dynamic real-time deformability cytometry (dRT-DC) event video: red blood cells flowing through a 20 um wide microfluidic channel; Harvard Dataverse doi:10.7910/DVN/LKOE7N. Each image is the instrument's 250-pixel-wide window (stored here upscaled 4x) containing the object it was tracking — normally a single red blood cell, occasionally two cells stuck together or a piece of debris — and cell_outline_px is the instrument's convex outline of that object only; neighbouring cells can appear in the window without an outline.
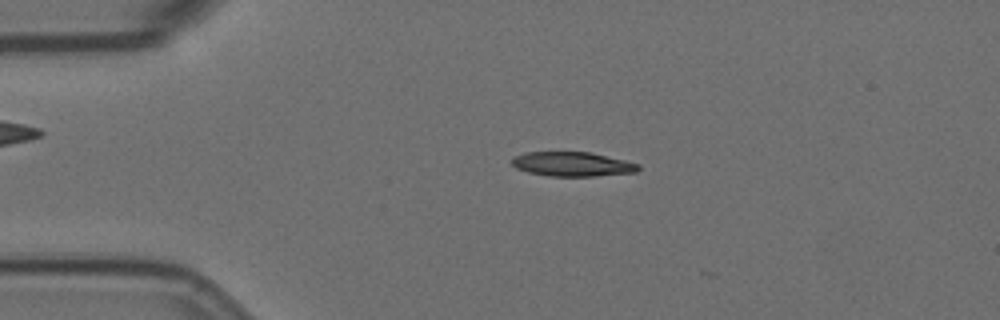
{"species": "Egyptian fruit bat (a non-hibernating species)", "species_latin": "Rousettus aegyptiacus", "temperature_condition": "room temperature", "stored_images_in_passage": 6, "camera_frame_rate_fps": 3000, "um_per_image_px": 0.085, "animal": {"sex": "female"}, "frame": {"image": 1, "passage_image": 1, "time_ms": 0.0, "image_size_px": [1000, 320], "cell_outline_px": [[640, 168], [636, 172], [596, 176], [548, 176], [528, 172], [516, 168], [508, 160], [512, 156], [524, 152], [588, 152], [624, 160], [640, 164]], "centroid_in_image_um": [48.59, 13.95], "position_along_channel_um": 36.4, "area_um2": 18.09}}